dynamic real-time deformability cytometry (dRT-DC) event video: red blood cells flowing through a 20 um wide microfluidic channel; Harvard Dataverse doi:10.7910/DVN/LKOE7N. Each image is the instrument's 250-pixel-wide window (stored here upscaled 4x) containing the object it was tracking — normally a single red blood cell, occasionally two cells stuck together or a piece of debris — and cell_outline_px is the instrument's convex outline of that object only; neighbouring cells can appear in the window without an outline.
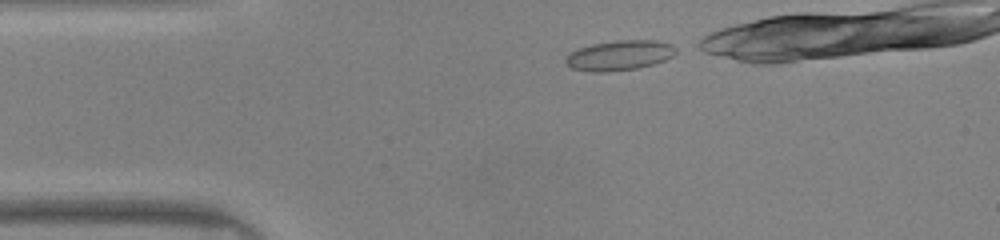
{"species": "common noctule bat (a hibernating species)", "species_latin": "Nyctalus noctula", "temperature_condition": "warm", "stored_images_in_passage": 31, "camera_frame_rate_fps": 3000, "um_per_image_px": 0.085, "animal": {"sex": "male", "body_mass_g": 20.0, "forearm_length_mm": 53.3}, "frame": {"image": 1, "passage_image": 1, "time_ms": 0.0, "image_size_px": [1000, 240], "cell_outline_px": [[676, 52], [672, 56], [664, 60], [652, 64], [636, 68], [608, 72], [592, 72], [572, 68], [564, 60], [572, 52], [580, 48], [592, 44], [616, 40], [656, 40], [672, 44], [676, 48]], "centroid_in_image_um": [52.68, 4.7], "position_along_channel_um": 32.3, "area_um2": 19.07}}
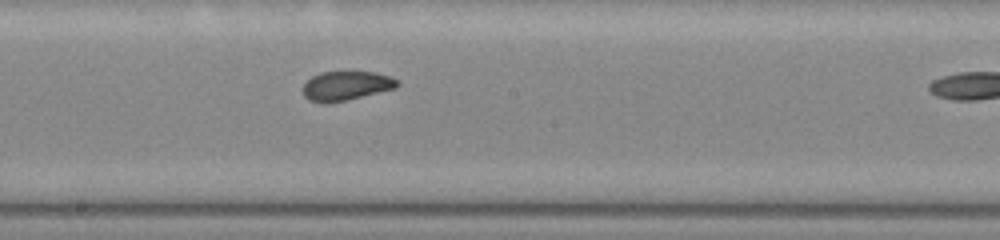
{"frame": {"image": 2, "passage_image": 17, "time_ms": 5.333, "image_size_px": [1000, 240], "cell_outline_px": [[400, 84], [396, 88], [348, 100], [308, 100], [304, 96], [304, 84], [312, 76], [320, 72], [376, 72], [392, 76], [400, 80]], "centroid_in_image_um": [29.53, 7.25], "position_along_channel_um": 218.7, "area_um2": 15.72}}
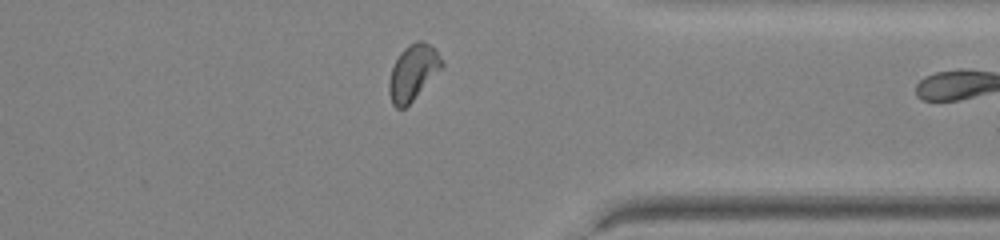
{"frame": {"image": 3, "passage_image": 29, "time_ms": 9.333, "image_size_px": [1000, 240], "cell_outline_px": [[444, 64], [412, 100], [404, 108], [396, 108], [392, 104], [388, 92], [388, 84], [392, 68], [400, 52], [408, 44], [416, 40], [424, 40], [436, 48]], "centroid_in_image_um": [35.08, 6.11], "position_along_channel_um": 376.3, "area_um2": 16.88}}